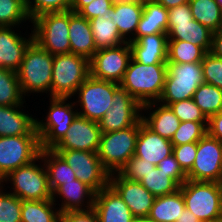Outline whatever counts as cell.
<instances>
[{
    "label": "cell",
    "instance_id": "cb8c5ba5",
    "mask_svg": "<svg viewBox=\"0 0 222 222\" xmlns=\"http://www.w3.org/2000/svg\"><path fill=\"white\" fill-rule=\"evenodd\" d=\"M142 14L143 0L114 1L111 18L125 41L129 42L135 36Z\"/></svg>",
    "mask_w": 222,
    "mask_h": 222
},
{
    "label": "cell",
    "instance_id": "d590c367",
    "mask_svg": "<svg viewBox=\"0 0 222 222\" xmlns=\"http://www.w3.org/2000/svg\"><path fill=\"white\" fill-rule=\"evenodd\" d=\"M192 99L207 118L222 111V89L209 83H202Z\"/></svg>",
    "mask_w": 222,
    "mask_h": 222
},
{
    "label": "cell",
    "instance_id": "d6a6232c",
    "mask_svg": "<svg viewBox=\"0 0 222 222\" xmlns=\"http://www.w3.org/2000/svg\"><path fill=\"white\" fill-rule=\"evenodd\" d=\"M193 19L207 27L213 33L220 30L222 8L215 0H189Z\"/></svg>",
    "mask_w": 222,
    "mask_h": 222
},
{
    "label": "cell",
    "instance_id": "816d5d0a",
    "mask_svg": "<svg viewBox=\"0 0 222 222\" xmlns=\"http://www.w3.org/2000/svg\"><path fill=\"white\" fill-rule=\"evenodd\" d=\"M210 53L215 57L222 58V29L212 34Z\"/></svg>",
    "mask_w": 222,
    "mask_h": 222
},
{
    "label": "cell",
    "instance_id": "603a6c76",
    "mask_svg": "<svg viewBox=\"0 0 222 222\" xmlns=\"http://www.w3.org/2000/svg\"><path fill=\"white\" fill-rule=\"evenodd\" d=\"M23 107L25 108L24 104L14 106L0 105V137L38 135L36 118L32 117V114L29 115L28 111L26 113Z\"/></svg>",
    "mask_w": 222,
    "mask_h": 222
},
{
    "label": "cell",
    "instance_id": "2e32d148",
    "mask_svg": "<svg viewBox=\"0 0 222 222\" xmlns=\"http://www.w3.org/2000/svg\"><path fill=\"white\" fill-rule=\"evenodd\" d=\"M101 134L98 122L77 115L64 137L52 150L97 152Z\"/></svg>",
    "mask_w": 222,
    "mask_h": 222
},
{
    "label": "cell",
    "instance_id": "7402d4cb",
    "mask_svg": "<svg viewBox=\"0 0 222 222\" xmlns=\"http://www.w3.org/2000/svg\"><path fill=\"white\" fill-rule=\"evenodd\" d=\"M173 153V144L167 138L154 133L144 123L139 127L135 156L154 165Z\"/></svg>",
    "mask_w": 222,
    "mask_h": 222
},
{
    "label": "cell",
    "instance_id": "ee69618b",
    "mask_svg": "<svg viewBox=\"0 0 222 222\" xmlns=\"http://www.w3.org/2000/svg\"><path fill=\"white\" fill-rule=\"evenodd\" d=\"M156 165L147 162L135 155L119 170V174L131 181H140L144 175H147Z\"/></svg>",
    "mask_w": 222,
    "mask_h": 222
},
{
    "label": "cell",
    "instance_id": "30bf717a",
    "mask_svg": "<svg viewBox=\"0 0 222 222\" xmlns=\"http://www.w3.org/2000/svg\"><path fill=\"white\" fill-rule=\"evenodd\" d=\"M119 86L118 83L100 80L90 75L75 93L78 98V101L75 100V104L82 110L77 111L78 115L99 122L112 106L114 91Z\"/></svg>",
    "mask_w": 222,
    "mask_h": 222
},
{
    "label": "cell",
    "instance_id": "6da1fadb",
    "mask_svg": "<svg viewBox=\"0 0 222 222\" xmlns=\"http://www.w3.org/2000/svg\"><path fill=\"white\" fill-rule=\"evenodd\" d=\"M166 76L167 64L144 65L131 57L120 86L144 105L160 99Z\"/></svg>",
    "mask_w": 222,
    "mask_h": 222
},
{
    "label": "cell",
    "instance_id": "f1b7e54d",
    "mask_svg": "<svg viewBox=\"0 0 222 222\" xmlns=\"http://www.w3.org/2000/svg\"><path fill=\"white\" fill-rule=\"evenodd\" d=\"M40 156L48 174L52 194L64 183L77 179L72 167L52 149H41Z\"/></svg>",
    "mask_w": 222,
    "mask_h": 222
},
{
    "label": "cell",
    "instance_id": "8d00e7d4",
    "mask_svg": "<svg viewBox=\"0 0 222 222\" xmlns=\"http://www.w3.org/2000/svg\"><path fill=\"white\" fill-rule=\"evenodd\" d=\"M155 197L172 194L180 186L157 166L139 181Z\"/></svg>",
    "mask_w": 222,
    "mask_h": 222
},
{
    "label": "cell",
    "instance_id": "e575fe53",
    "mask_svg": "<svg viewBox=\"0 0 222 222\" xmlns=\"http://www.w3.org/2000/svg\"><path fill=\"white\" fill-rule=\"evenodd\" d=\"M207 52L200 46L181 40H168L167 63L201 62Z\"/></svg>",
    "mask_w": 222,
    "mask_h": 222
},
{
    "label": "cell",
    "instance_id": "52a82bcc",
    "mask_svg": "<svg viewBox=\"0 0 222 222\" xmlns=\"http://www.w3.org/2000/svg\"><path fill=\"white\" fill-rule=\"evenodd\" d=\"M36 162H39V165ZM7 182L12 186L9 193L20 199L50 200L53 198L48 174L41 156L30 164L10 172L1 180V185Z\"/></svg>",
    "mask_w": 222,
    "mask_h": 222
},
{
    "label": "cell",
    "instance_id": "4316f807",
    "mask_svg": "<svg viewBox=\"0 0 222 222\" xmlns=\"http://www.w3.org/2000/svg\"><path fill=\"white\" fill-rule=\"evenodd\" d=\"M167 26L168 10L155 0H143V14L135 36L130 41L146 35L166 33Z\"/></svg>",
    "mask_w": 222,
    "mask_h": 222
},
{
    "label": "cell",
    "instance_id": "d4e9b609",
    "mask_svg": "<svg viewBox=\"0 0 222 222\" xmlns=\"http://www.w3.org/2000/svg\"><path fill=\"white\" fill-rule=\"evenodd\" d=\"M143 111L149 113H142L143 123L154 133L171 140L181 123L172 109L159 102H149L142 105Z\"/></svg>",
    "mask_w": 222,
    "mask_h": 222
},
{
    "label": "cell",
    "instance_id": "bcb514c9",
    "mask_svg": "<svg viewBox=\"0 0 222 222\" xmlns=\"http://www.w3.org/2000/svg\"><path fill=\"white\" fill-rule=\"evenodd\" d=\"M157 167L172 178L179 186L187 180V174L182 170L173 154L161 160Z\"/></svg>",
    "mask_w": 222,
    "mask_h": 222
},
{
    "label": "cell",
    "instance_id": "c3c4849f",
    "mask_svg": "<svg viewBox=\"0 0 222 222\" xmlns=\"http://www.w3.org/2000/svg\"><path fill=\"white\" fill-rule=\"evenodd\" d=\"M193 20L189 3L168 10V24H183Z\"/></svg>",
    "mask_w": 222,
    "mask_h": 222
},
{
    "label": "cell",
    "instance_id": "11a10c76",
    "mask_svg": "<svg viewBox=\"0 0 222 222\" xmlns=\"http://www.w3.org/2000/svg\"><path fill=\"white\" fill-rule=\"evenodd\" d=\"M93 0H71L70 10L78 13L84 6L91 3Z\"/></svg>",
    "mask_w": 222,
    "mask_h": 222
},
{
    "label": "cell",
    "instance_id": "83f0119b",
    "mask_svg": "<svg viewBox=\"0 0 222 222\" xmlns=\"http://www.w3.org/2000/svg\"><path fill=\"white\" fill-rule=\"evenodd\" d=\"M166 34L168 40L191 42L210 52L213 32L195 19L189 23L168 24Z\"/></svg>",
    "mask_w": 222,
    "mask_h": 222
},
{
    "label": "cell",
    "instance_id": "5b68a950",
    "mask_svg": "<svg viewBox=\"0 0 222 222\" xmlns=\"http://www.w3.org/2000/svg\"><path fill=\"white\" fill-rule=\"evenodd\" d=\"M90 76V60L77 54L55 55L52 67L51 97L71 98Z\"/></svg>",
    "mask_w": 222,
    "mask_h": 222
},
{
    "label": "cell",
    "instance_id": "b9f144b4",
    "mask_svg": "<svg viewBox=\"0 0 222 222\" xmlns=\"http://www.w3.org/2000/svg\"><path fill=\"white\" fill-rule=\"evenodd\" d=\"M169 107L181 122H208V118L192 98L171 103Z\"/></svg>",
    "mask_w": 222,
    "mask_h": 222
},
{
    "label": "cell",
    "instance_id": "44dd1931",
    "mask_svg": "<svg viewBox=\"0 0 222 222\" xmlns=\"http://www.w3.org/2000/svg\"><path fill=\"white\" fill-rule=\"evenodd\" d=\"M131 57L144 65L167 64L168 36L166 33L146 35L129 41Z\"/></svg>",
    "mask_w": 222,
    "mask_h": 222
},
{
    "label": "cell",
    "instance_id": "f35d334b",
    "mask_svg": "<svg viewBox=\"0 0 222 222\" xmlns=\"http://www.w3.org/2000/svg\"><path fill=\"white\" fill-rule=\"evenodd\" d=\"M208 122L184 121L171 138L173 146L198 142L207 134Z\"/></svg>",
    "mask_w": 222,
    "mask_h": 222
},
{
    "label": "cell",
    "instance_id": "5bb4252c",
    "mask_svg": "<svg viewBox=\"0 0 222 222\" xmlns=\"http://www.w3.org/2000/svg\"><path fill=\"white\" fill-rule=\"evenodd\" d=\"M111 104L98 122L102 133L131 127L142 118V105L121 86L114 91Z\"/></svg>",
    "mask_w": 222,
    "mask_h": 222
},
{
    "label": "cell",
    "instance_id": "db71d44e",
    "mask_svg": "<svg viewBox=\"0 0 222 222\" xmlns=\"http://www.w3.org/2000/svg\"><path fill=\"white\" fill-rule=\"evenodd\" d=\"M157 3L161 4L167 10L174 8L181 4L189 3V0H155Z\"/></svg>",
    "mask_w": 222,
    "mask_h": 222
},
{
    "label": "cell",
    "instance_id": "7bdbcfd3",
    "mask_svg": "<svg viewBox=\"0 0 222 222\" xmlns=\"http://www.w3.org/2000/svg\"><path fill=\"white\" fill-rule=\"evenodd\" d=\"M201 63L204 82L222 89V58L207 52Z\"/></svg>",
    "mask_w": 222,
    "mask_h": 222
},
{
    "label": "cell",
    "instance_id": "7c38bea8",
    "mask_svg": "<svg viewBox=\"0 0 222 222\" xmlns=\"http://www.w3.org/2000/svg\"><path fill=\"white\" fill-rule=\"evenodd\" d=\"M187 179L222 183V142L208 134L197 142V153Z\"/></svg>",
    "mask_w": 222,
    "mask_h": 222
},
{
    "label": "cell",
    "instance_id": "ac0fdd59",
    "mask_svg": "<svg viewBox=\"0 0 222 222\" xmlns=\"http://www.w3.org/2000/svg\"><path fill=\"white\" fill-rule=\"evenodd\" d=\"M16 28L19 27L0 26V67L15 72L22 63L26 49L34 41L32 29L30 35L24 36L21 31L15 32Z\"/></svg>",
    "mask_w": 222,
    "mask_h": 222
},
{
    "label": "cell",
    "instance_id": "8992f818",
    "mask_svg": "<svg viewBox=\"0 0 222 222\" xmlns=\"http://www.w3.org/2000/svg\"><path fill=\"white\" fill-rule=\"evenodd\" d=\"M204 83L202 63H167V76L160 99L162 105L191 99L197 88Z\"/></svg>",
    "mask_w": 222,
    "mask_h": 222
},
{
    "label": "cell",
    "instance_id": "60d3db41",
    "mask_svg": "<svg viewBox=\"0 0 222 222\" xmlns=\"http://www.w3.org/2000/svg\"><path fill=\"white\" fill-rule=\"evenodd\" d=\"M2 188L0 185V222H21V199Z\"/></svg>",
    "mask_w": 222,
    "mask_h": 222
},
{
    "label": "cell",
    "instance_id": "3957f363",
    "mask_svg": "<svg viewBox=\"0 0 222 222\" xmlns=\"http://www.w3.org/2000/svg\"><path fill=\"white\" fill-rule=\"evenodd\" d=\"M142 123L141 118L131 127L101 134L97 155L110 174L119 172L135 155L139 127Z\"/></svg>",
    "mask_w": 222,
    "mask_h": 222
},
{
    "label": "cell",
    "instance_id": "680465c9",
    "mask_svg": "<svg viewBox=\"0 0 222 222\" xmlns=\"http://www.w3.org/2000/svg\"><path fill=\"white\" fill-rule=\"evenodd\" d=\"M211 222H222V218Z\"/></svg>",
    "mask_w": 222,
    "mask_h": 222
},
{
    "label": "cell",
    "instance_id": "7a4b0ae2",
    "mask_svg": "<svg viewBox=\"0 0 222 222\" xmlns=\"http://www.w3.org/2000/svg\"><path fill=\"white\" fill-rule=\"evenodd\" d=\"M53 59L54 56L35 41L26 49L22 63L16 71L24 98L32 93H49V98L51 97Z\"/></svg>",
    "mask_w": 222,
    "mask_h": 222
},
{
    "label": "cell",
    "instance_id": "484cf974",
    "mask_svg": "<svg viewBox=\"0 0 222 222\" xmlns=\"http://www.w3.org/2000/svg\"><path fill=\"white\" fill-rule=\"evenodd\" d=\"M70 53L90 60L97 51L89 20L69 10Z\"/></svg>",
    "mask_w": 222,
    "mask_h": 222
},
{
    "label": "cell",
    "instance_id": "8fae6325",
    "mask_svg": "<svg viewBox=\"0 0 222 222\" xmlns=\"http://www.w3.org/2000/svg\"><path fill=\"white\" fill-rule=\"evenodd\" d=\"M39 135L0 137V180L40 156Z\"/></svg>",
    "mask_w": 222,
    "mask_h": 222
},
{
    "label": "cell",
    "instance_id": "ba28073f",
    "mask_svg": "<svg viewBox=\"0 0 222 222\" xmlns=\"http://www.w3.org/2000/svg\"><path fill=\"white\" fill-rule=\"evenodd\" d=\"M34 41L51 55L70 53L69 11L42 14L31 21Z\"/></svg>",
    "mask_w": 222,
    "mask_h": 222
},
{
    "label": "cell",
    "instance_id": "e0dca14e",
    "mask_svg": "<svg viewBox=\"0 0 222 222\" xmlns=\"http://www.w3.org/2000/svg\"><path fill=\"white\" fill-rule=\"evenodd\" d=\"M109 185L120 195L134 217L149 215L155 196L140 182L128 180L117 172L110 174Z\"/></svg>",
    "mask_w": 222,
    "mask_h": 222
},
{
    "label": "cell",
    "instance_id": "74e56055",
    "mask_svg": "<svg viewBox=\"0 0 222 222\" xmlns=\"http://www.w3.org/2000/svg\"><path fill=\"white\" fill-rule=\"evenodd\" d=\"M31 22L24 0H0V26L19 27Z\"/></svg>",
    "mask_w": 222,
    "mask_h": 222
},
{
    "label": "cell",
    "instance_id": "d6986e66",
    "mask_svg": "<svg viewBox=\"0 0 222 222\" xmlns=\"http://www.w3.org/2000/svg\"><path fill=\"white\" fill-rule=\"evenodd\" d=\"M95 194L96 192L90 186L81 182L79 179H75L61 185L52 194V200L56 204L58 198L62 199L60 201L61 205L58 202V208L61 213L68 211H86L93 209Z\"/></svg>",
    "mask_w": 222,
    "mask_h": 222
},
{
    "label": "cell",
    "instance_id": "277c9868",
    "mask_svg": "<svg viewBox=\"0 0 222 222\" xmlns=\"http://www.w3.org/2000/svg\"><path fill=\"white\" fill-rule=\"evenodd\" d=\"M185 208L193 212L201 222L222 218V183L186 180L179 188Z\"/></svg>",
    "mask_w": 222,
    "mask_h": 222
},
{
    "label": "cell",
    "instance_id": "f907efd6",
    "mask_svg": "<svg viewBox=\"0 0 222 222\" xmlns=\"http://www.w3.org/2000/svg\"><path fill=\"white\" fill-rule=\"evenodd\" d=\"M207 134L222 142V111L208 118Z\"/></svg>",
    "mask_w": 222,
    "mask_h": 222
},
{
    "label": "cell",
    "instance_id": "f6af8a7d",
    "mask_svg": "<svg viewBox=\"0 0 222 222\" xmlns=\"http://www.w3.org/2000/svg\"><path fill=\"white\" fill-rule=\"evenodd\" d=\"M197 153V142L173 146V155L182 170L187 173L193 166Z\"/></svg>",
    "mask_w": 222,
    "mask_h": 222
},
{
    "label": "cell",
    "instance_id": "6f0895ef",
    "mask_svg": "<svg viewBox=\"0 0 222 222\" xmlns=\"http://www.w3.org/2000/svg\"><path fill=\"white\" fill-rule=\"evenodd\" d=\"M217 4L222 8V0H215Z\"/></svg>",
    "mask_w": 222,
    "mask_h": 222
},
{
    "label": "cell",
    "instance_id": "ab89813d",
    "mask_svg": "<svg viewBox=\"0 0 222 222\" xmlns=\"http://www.w3.org/2000/svg\"><path fill=\"white\" fill-rule=\"evenodd\" d=\"M31 21L45 13L65 12L71 7V0H24Z\"/></svg>",
    "mask_w": 222,
    "mask_h": 222
},
{
    "label": "cell",
    "instance_id": "4fadbf2b",
    "mask_svg": "<svg viewBox=\"0 0 222 222\" xmlns=\"http://www.w3.org/2000/svg\"><path fill=\"white\" fill-rule=\"evenodd\" d=\"M72 167L76 178L99 192L109 185L110 173L103 167L97 152L53 150Z\"/></svg>",
    "mask_w": 222,
    "mask_h": 222
},
{
    "label": "cell",
    "instance_id": "681fc988",
    "mask_svg": "<svg viewBox=\"0 0 222 222\" xmlns=\"http://www.w3.org/2000/svg\"><path fill=\"white\" fill-rule=\"evenodd\" d=\"M59 222H99L93 209L86 211H68L60 214Z\"/></svg>",
    "mask_w": 222,
    "mask_h": 222
},
{
    "label": "cell",
    "instance_id": "836d02e7",
    "mask_svg": "<svg viewBox=\"0 0 222 222\" xmlns=\"http://www.w3.org/2000/svg\"><path fill=\"white\" fill-rule=\"evenodd\" d=\"M22 104H26V101L21 92L17 73L0 67V105L14 106Z\"/></svg>",
    "mask_w": 222,
    "mask_h": 222
},
{
    "label": "cell",
    "instance_id": "7dc6e473",
    "mask_svg": "<svg viewBox=\"0 0 222 222\" xmlns=\"http://www.w3.org/2000/svg\"><path fill=\"white\" fill-rule=\"evenodd\" d=\"M114 1L115 0H93L91 3L84 6L78 13L87 20L102 17L103 15H107L113 8Z\"/></svg>",
    "mask_w": 222,
    "mask_h": 222
},
{
    "label": "cell",
    "instance_id": "f546056e",
    "mask_svg": "<svg viewBox=\"0 0 222 222\" xmlns=\"http://www.w3.org/2000/svg\"><path fill=\"white\" fill-rule=\"evenodd\" d=\"M185 209V202L181 190L172 194L155 197L148 217L155 222H176Z\"/></svg>",
    "mask_w": 222,
    "mask_h": 222
},
{
    "label": "cell",
    "instance_id": "9a60e30c",
    "mask_svg": "<svg viewBox=\"0 0 222 222\" xmlns=\"http://www.w3.org/2000/svg\"><path fill=\"white\" fill-rule=\"evenodd\" d=\"M131 59L129 42L117 47L97 50L90 59V75L120 84Z\"/></svg>",
    "mask_w": 222,
    "mask_h": 222
},
{
    "label": "cell",
    "instance_id": "f5cc1de1",
    "mask_svg": "<svg viewBox=\"0 0 222 222\" xmlns=\"http://www.w3.org/2000/svg\"><path fill=\"white\" fill-rule=\"evenodd\" d=\"M176 222H201L198 217H196L193 212L185 208Z\"/></svg>",
    "mask_w": 222,
    "mask_h": 222
},
{
    "label": "cell",
    "instance_id": "9f6ffc18",
    "mask_svg": "<svg viewBox=\"0 0 222 222\" xmlns=\"http://www.w3.org/2000/svg\"><path fill=\"white\" fill-rule=\"evenodd\" d=\"M132 222H155V221L146 216V217H134Z\"/></svg>",
    "mask_w": 222,
    "mask_h": 222
},
{
    "label": "cell",
    "instance_id": "4dcf8cb0",
    "mask_svg": "<svg viewBox=\"0 0 222 222\" xmlns=\"http://www.w3.org/2000/svg\"><path fill=\"white\" fill-rule=\"evenodd\" d=\"M97 50L117 47L127 42L119 34L117 26L111 18V10L107 15L89 20Z\"/></svg>",
    "mask_w": 222,
    "mask_h": 222
},
{
    "label": "cell",
    "instance_id": "ffe728a7",
    "mask_svg": "<svg viewBox=\"0 0 222 222\" xmlns=\"http://www.w3.org/2000/svg\"><path fill=\"white\" fill-rule=\"evenodd\" d=\"M93 210L99 222H132L134 219L130 208L110 185L96 192Z\"/></svg>",
    "mask_w": 222,
    "mask_h": 222
},
{
    "label": "cell",
    "instance_id": "1f68e13d",
    "mask_svg": "<svg viewBox=\"0 0 222 222\" xmlns=\"http://www.w3.org/2000/svg\"><path fill=\"white\" fill-rule=\"evenodd\" d=\"M52 199H21V222H59L60 210Z\"/></svg>",
    "mask_w": 222,
    "mask_h": 222
},
{
    "label": "cell",
    "instance_id": "9c48e42d",
    "mask_svg": "<svg viewBox=\"0 0 222 222\" xmlns=\"http://www.w3.org/2000/svg\"><path fill=\"white\" fill-rule=\"evenodd\" d=\"M68 99L71 98L50 97L45 120L36 119L41 149H52L64 137L78 115L75 102H69Z\"/></svg>",
    "mask_w": 222,
    "mask_h": 222
}]
</instances>
